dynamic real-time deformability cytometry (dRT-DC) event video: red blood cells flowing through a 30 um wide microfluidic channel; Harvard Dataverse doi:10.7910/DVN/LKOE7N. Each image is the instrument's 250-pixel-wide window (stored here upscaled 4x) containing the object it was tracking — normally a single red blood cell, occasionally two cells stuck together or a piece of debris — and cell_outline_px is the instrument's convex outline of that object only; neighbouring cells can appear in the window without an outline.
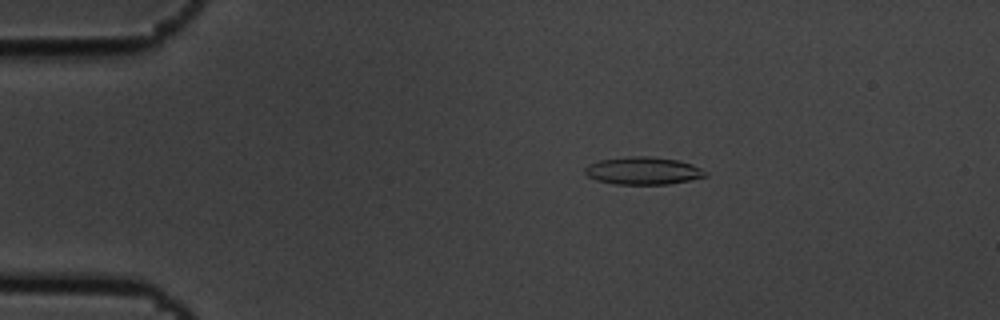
{"species": "common noctule bat (a hibernating species)", "species_latin": "Nyctalus noctula", "temperature_condition": "cold", "stored_images_in_passage": 9, "camera_frame_rate_fps": 3000, "um_per_image_px": 0.085, "animal": {"sex": "male", "body_mass_g": 19.5, "forearm_length_mm": 54.6}, "frame": {"image": 1, "passage_image": 3, "time_ms": 0.667, "image_size_px": [1000, 320], "cell_outline_px": [[708, 176], [668, 184], [616, 184], [596, 180], [588, 176], [584, 172], [584, 168], [588, 164], [600, 160], [628, 156], [648, 156], [676, 160], [692, 164], [708, 172]], "centroid_in_image_um": [54.65, 14.51], "position_along_channel_um": 30.4, "area_um2": 19.31}}
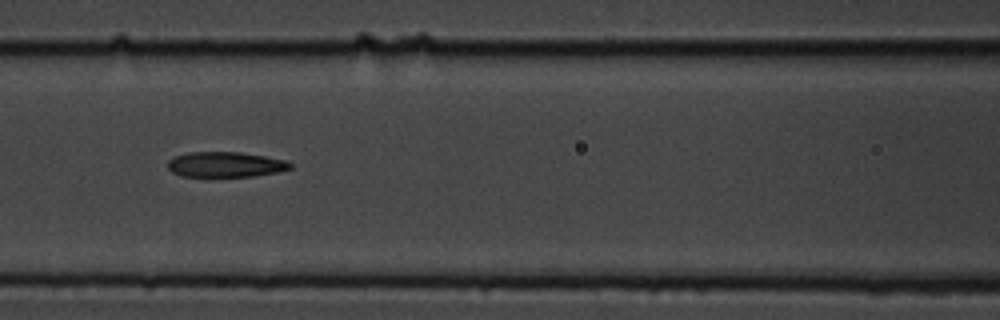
{"frame": {"image": 2, "passage_image": 7, "time_ms": 2.0, "image_size_px": [1000, 320], "cell_outline_px": [[292, 168], [280, 172], [252, 176], [212, 180], [180, 176], [172, 172], [168, 168], [168, 160], [176, 156], [188, 152], [240, 152], [264, 156], [284, 160], [292, 164]], "centroid_in_image_um": [19.11, 14.04], "position_along_channel_um": 147.5, "area_um2": 19.02}}
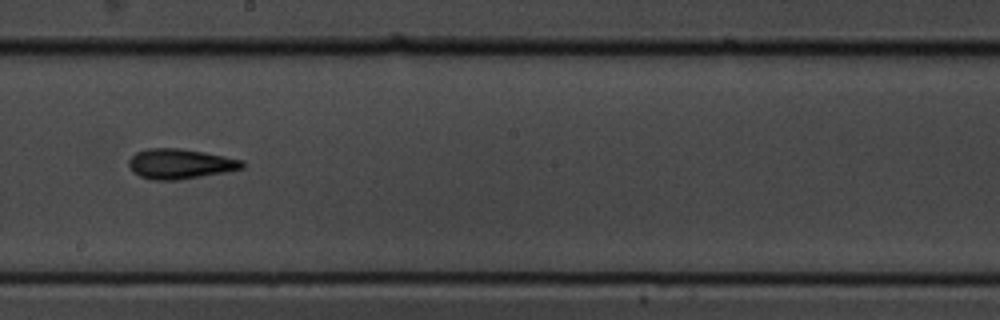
{"frame": {"image": 3, "passage_image": 9, "time_ms": 2.667, "image_size_px": [1000, 320], "cell_outline_px": [[244, 168], [224, 172], [176, 180], [152, 180], [140, 176], [132, 172], [128, 164], [128, 160], [136, 152], [148, 148], [180, 148], [204, 152], [244, 160]], "centroid_in_image_um": [15.29, 13.92], "position_along_channel_um": 232.9, "area_um2": 19.83}}